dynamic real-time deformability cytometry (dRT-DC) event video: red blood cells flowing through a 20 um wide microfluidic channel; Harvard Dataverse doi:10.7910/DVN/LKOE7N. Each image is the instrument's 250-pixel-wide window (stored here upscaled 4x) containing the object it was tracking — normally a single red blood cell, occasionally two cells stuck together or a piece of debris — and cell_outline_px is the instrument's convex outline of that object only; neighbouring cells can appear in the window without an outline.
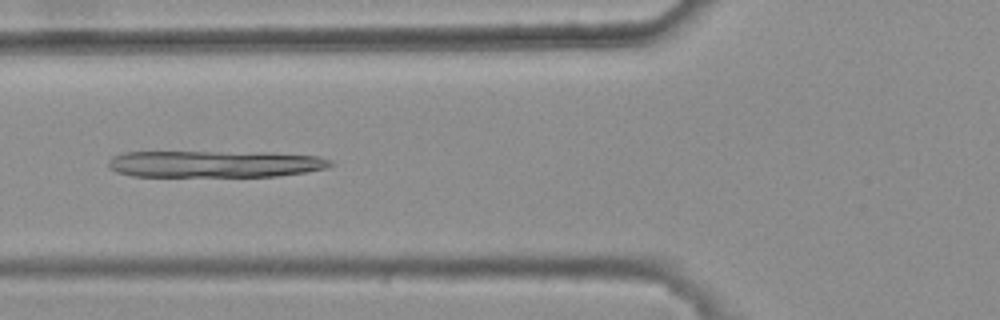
{"species": "common noctule bat (a hibernating species)", "species_latin": "Nyctalus noctula", "temperature_condition": "warm", "stored_images_in_passage": 4, "camera_frame_rate_fps": 3000, "um_per_image_px": 0.085, "animal": {"sex": "female", "body_mass_g": 25.1}, "frame": {"image": 1, "passage_image": 4, "time_ms": 1.0, "image_size_px": [1000, 320], "cell_outline_px": [[336, 164], [328, 168], [304, 172], [276, 176], [132, 176], [116, 172], [108, 168], [108, 160], [112, 156], [124, 152], [272, 152], [320, 156], [332, 160]], "centroid_in_image_um": [18.3, 13.93], "position_along_channel_um": 107.5, "area_um2": 35.08}}